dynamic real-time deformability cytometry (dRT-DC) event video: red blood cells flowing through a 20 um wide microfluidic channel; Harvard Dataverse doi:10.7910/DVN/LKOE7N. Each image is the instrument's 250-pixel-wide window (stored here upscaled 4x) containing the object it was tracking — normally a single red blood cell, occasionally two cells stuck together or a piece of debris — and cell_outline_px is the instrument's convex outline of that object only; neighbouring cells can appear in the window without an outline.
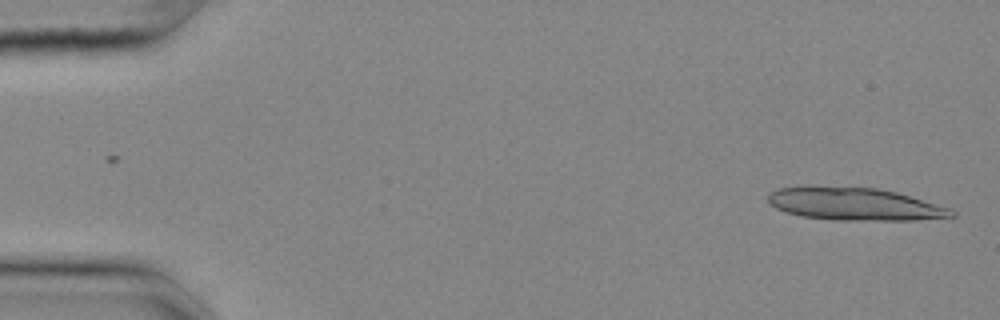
{"species": "common noctule bat (a hibernating species)", "species_latin": "Nyctalus noctula", "temperature_condition": "cold", "stored_images_in_passage": 54, "segment_of_instrument_passage": [1, 2], "camera_frame_rate_fps": 3000, "um_per_image_px": 0.085, "animal": {"sex": "female", "body_mass_g": 25.1}, "frame": {"image": 1, "passage_image": 1, "time_ms": 0.0, "image_size_px": [1000, 320], "cell_outline_px": [[956, 216], [916, 220], [836, 220], [804, 216], [784, 212], [776, 208], [768, 200], [768, 196], [772, 192], [780, 188], [800, 184], [812, 184], [876, 188], [896, 192], [952, 208], [956, 212]], "centroid_in_image_um": [72.62, 17.31], "position_along_channel_um": 12.4, "area_um2": 35.55}}
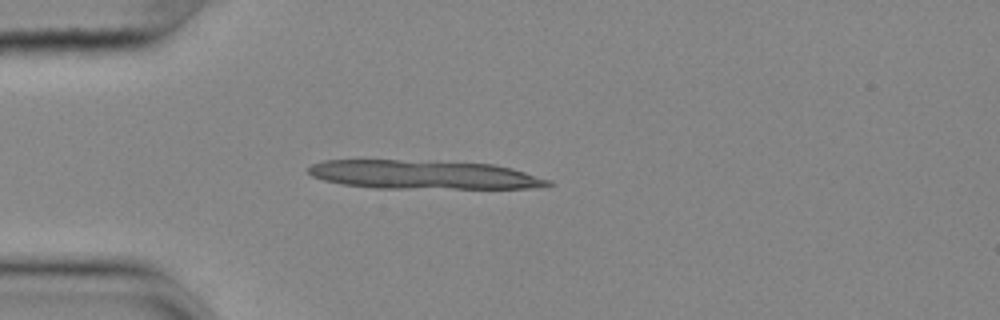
{"frame": {"image": 2, "passage_image": 13, "time_ms": 4.0, "image_size_px": [1000, 320], "cell_outline_px": [[556, 184], [544, 188], [376, 188], [344, 184], [324, 180], [312, 176], [308, 172], [308, 168], [312, 164], [324, 160], [400, 160], [492, 164], [512, 168], [552, 180]], "centroid_in_image_um": [36.08, 14.86], "position_along_channel_um": 48.9, "area_um2": 40.17}}